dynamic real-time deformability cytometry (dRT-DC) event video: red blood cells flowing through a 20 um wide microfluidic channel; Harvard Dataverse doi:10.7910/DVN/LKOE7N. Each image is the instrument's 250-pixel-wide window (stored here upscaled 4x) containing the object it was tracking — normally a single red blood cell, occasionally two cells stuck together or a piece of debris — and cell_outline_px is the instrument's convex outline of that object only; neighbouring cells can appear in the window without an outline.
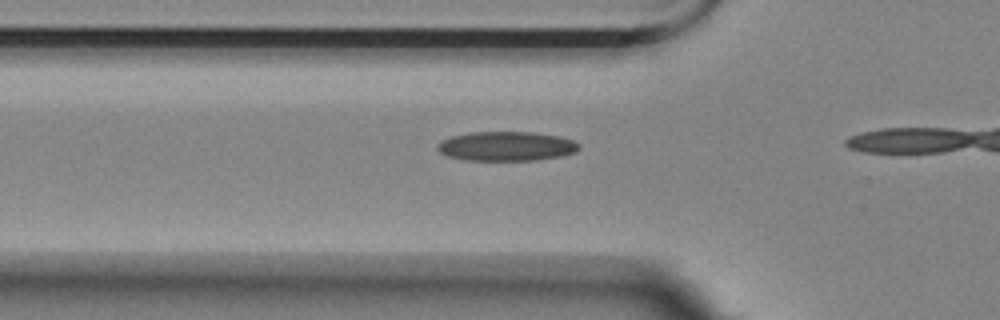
{"species": "Egyptian fruit bat (a non-hibernating species)", "species_latin": "Rousettus aegyptiacus", "temperature_condition": "room temperature", "stored_images_in_passage": 14, "camera_frame_rate_fps": 3000, "um_per_image_px": 0.085, "animal": {"sex": "female"}, "frame": {"image": 1, "passage_image": 12, "time_ms": 3.667, "image_size_px": [1000, 320], "cell_outline_px": [[580, 148], [576, 152], [560, 156], [536, 160], [464, 160], [448, 156], [440, 152], [436, 148], [436, 144], [440, 140], [452, 136], [472, 132], [532, 132], [560, 136], [572, 140], [580, 144]], "centroid_in_image_um": [43.03, 12.42], "position_along_channel_um": 82.8, "area_um2": 24.33}}